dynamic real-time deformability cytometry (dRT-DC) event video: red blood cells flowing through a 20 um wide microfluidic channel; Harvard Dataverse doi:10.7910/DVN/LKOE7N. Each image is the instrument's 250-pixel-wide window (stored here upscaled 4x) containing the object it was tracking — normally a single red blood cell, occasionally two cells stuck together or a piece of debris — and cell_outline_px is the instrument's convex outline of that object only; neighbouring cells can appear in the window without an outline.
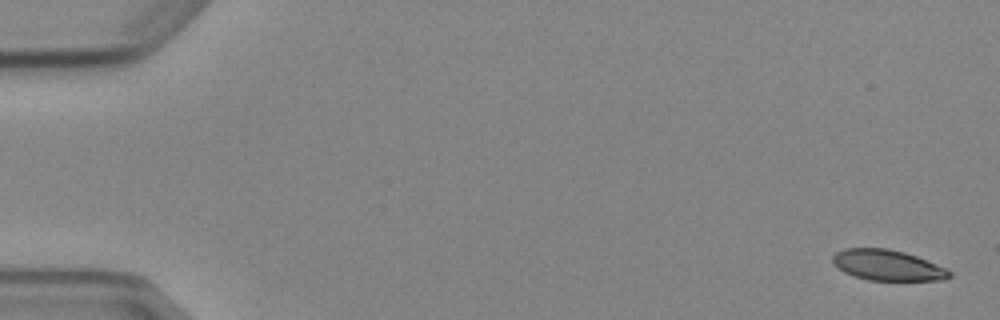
{"species": "Egyptian fruit bat (a non-hibernating species)", "species_latin": "Rousettus aegyptiacus", "temperature_condition": "cold", "stored_images_in_passage": 5, "camera_frame_rate_fps": 3000, "um_per_image_px": 0.085, "animal": {"sex": "female"}, "frame": {"image": 1, "passage_image": 1, "time_ms": 0.0, "image_size_px": [1000, 320], "cell_outline_px": [[952, 276], [944, 280], [868, 280], [844, 272], [832, 264], [832, 256], [836, 252], [844, 248], [888, 248], [904, 252], [916, 256], [948, 268], [952, 272]], "centroid_in_image_um": [75.45, 22.54], "position_along_channel_um": 9.5, "area_um2": 20.98}}
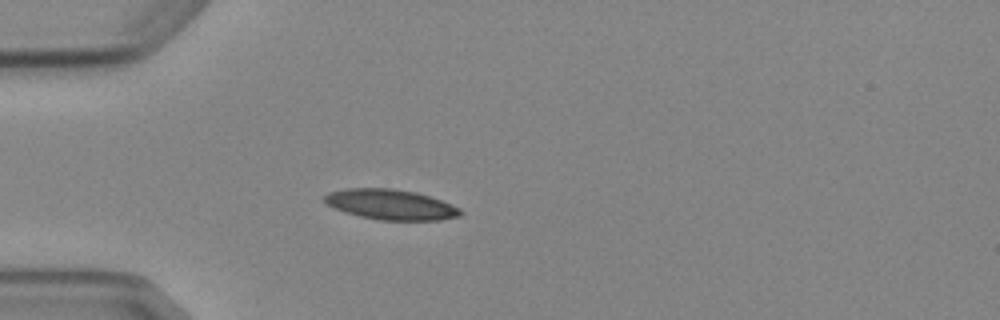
{"frame": {"image": 2, "passage_image": 5, "time_ms": 4.667, "image_size_px": [1000, 320], "cell_outline_px": [[464, 212], [460, 216], [440, 220], [380, 220], [360, 216], [344, 212], [324, 204], [320, 200], [328, 192], [344, 188], [392, 188], [416, 192], [452, 204], [460, 208]], "centroid_in_image_um": [33.16, 17.38], "position_along_channel_um": 51.8, "area_um2": 24.28}}